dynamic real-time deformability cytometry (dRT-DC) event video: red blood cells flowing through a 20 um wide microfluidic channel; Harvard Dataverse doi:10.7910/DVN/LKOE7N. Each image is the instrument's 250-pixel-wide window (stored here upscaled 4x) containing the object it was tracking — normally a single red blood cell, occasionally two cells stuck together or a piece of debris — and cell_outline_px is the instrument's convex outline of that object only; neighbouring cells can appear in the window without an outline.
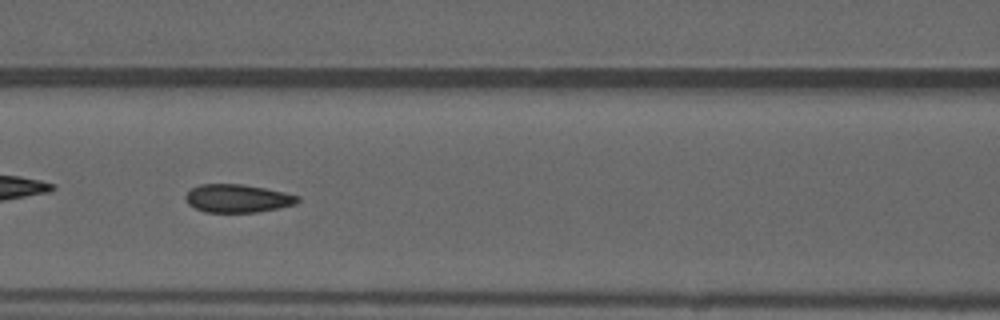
{"species": "common noctule bat (a hibernating species)", "species_latin": "Nyctalus noctula", "temperature_condition": "warm", "stored_images_in_passage": 51, "camera_frame_rate_fps": 3000, "um_per_image_px": 0.085, "animal": {"sex": "male", "forearm_length_mm": 52.5}, "frame": {"image": 1, "passage_image": 22, "time_ms": 7.0, "image_size_px": [1000, 320], "cell_outline_px": [[300, 200], [296, 204], [256, 212], [204, 212], [188, 204], [184, 196], [192, 188], [200, 184], [244, 184], [284, 192], [300, 196]], "centroid_in_image_um": [20.19, 16.86], "position_along_channel_um": 146.4, "area_um2": 18.32}, "authors_computed_cell_mechanics": {"area_um2": 18.6116, "velocity_mm_per_s": 3.9519, "shape_relaxation_time_tau1_ms": 9.5377, "shape_relaxation_time_tau2_ms": 0.8527, "deformation_change_tau1": 0.1817, "deformation_change_tau2": 0.0281}}